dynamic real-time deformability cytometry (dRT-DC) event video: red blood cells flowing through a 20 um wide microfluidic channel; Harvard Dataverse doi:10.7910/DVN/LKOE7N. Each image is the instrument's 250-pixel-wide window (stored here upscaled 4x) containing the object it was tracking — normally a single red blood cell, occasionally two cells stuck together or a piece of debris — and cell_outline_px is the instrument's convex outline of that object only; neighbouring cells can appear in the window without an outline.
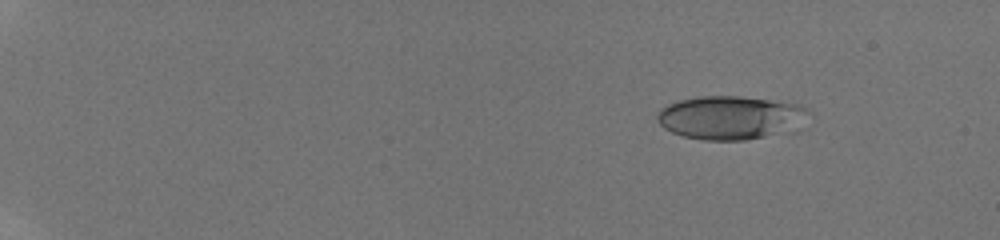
{"species": "human", "species_latin": "Homo sapiens", "temperature_condition": "room temperature", "stored_images_in_passage": 12, "camera_frame_rate_fps": 3000, "um_per_image_px": 0.085, "donor": {"sex": "male"}, "frame": {"image": 1, "passage_image": 3, "time_ms": 2.0, "image_size_px": [1000, 240], "cell_outline_px": [[812, 112], [800, 132], [744, 140], [704, 140], [684, 136], [672, 132], [664, 128], [656, 120], [656, 112], [660, 108], [668, 104], [680, 100], [700, 96], [740, 96], [800, 104], [808, 108]], "centroid_in_image_um": [62.23, 10.01], "position_along_channel_um": 22.8, "area_um2": 39.59}}
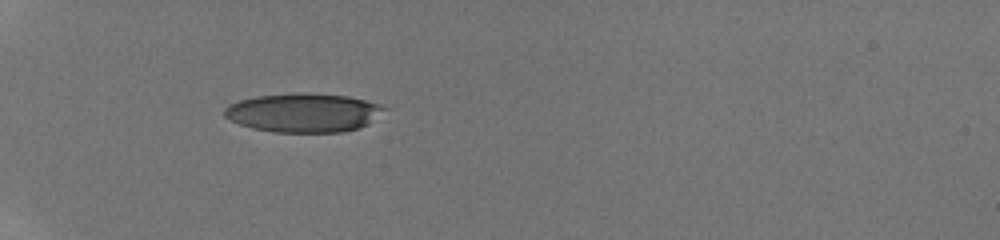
{"frame": {"image": 2, "passage_image": 8, "time_ms": 6.0, "image_size_px": [1000, 240], "cell_outline_px": [[388, 108], [368, 124], [360, 128], [340, 132], [276, 132], [252, 128], [240, 124], [224, 116], [224, 108], [228, 104], [240, 100], [256, 96], [296, 92], [308, 92], [348, 96], [380, 104]], "centroid_in_image_um": [25.81, 9.56], "position_along_channel_um": 59.2, "area_um2": 36.41}}
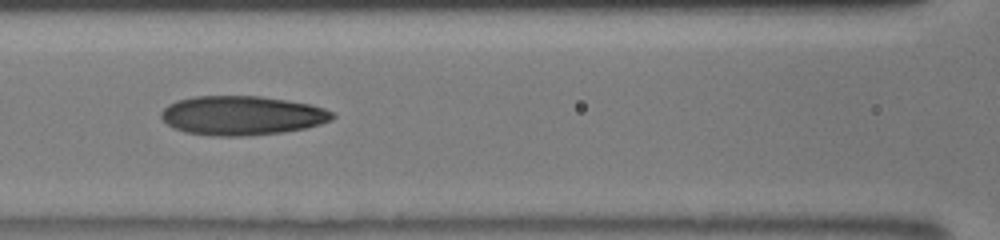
{"frame": {"image": 3, "passage_image": 11, "time_ms": 8.667, "image_size_px": [1000, 240], "cell_outline_px": [[336, 116], [332, 120], [308, 128], [284, 132], [248, 136], [212, 136], [184, 132], [172, 128], [160, 116], [160, 112], [168, 104], [176, 100], [192, 96], [260, 96], [288, 100], [312, 104], [324, 108], [332, 112]], "centroid_in_image_um": [20.57, 9.82], "position_along_channel_um": 146.0, "area_um2": 39.65}}